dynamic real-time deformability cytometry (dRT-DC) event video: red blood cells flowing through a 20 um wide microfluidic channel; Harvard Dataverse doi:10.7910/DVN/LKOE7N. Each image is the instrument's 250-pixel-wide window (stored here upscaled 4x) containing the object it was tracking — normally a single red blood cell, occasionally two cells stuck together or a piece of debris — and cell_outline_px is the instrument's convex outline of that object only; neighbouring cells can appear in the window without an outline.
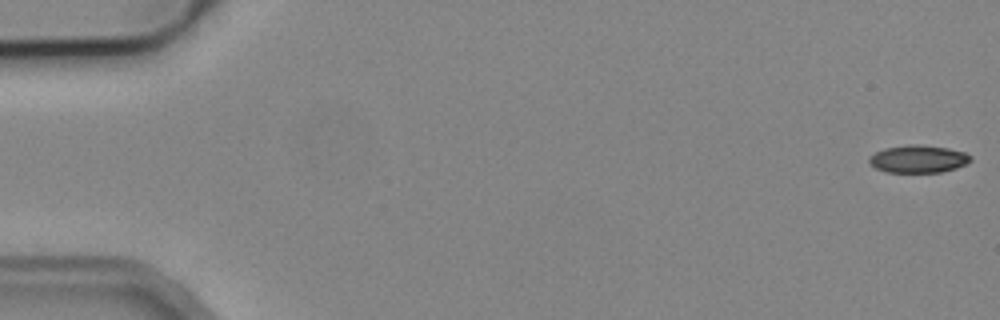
{"species": "common noctule bat (a hibernating species)", "species_latin": "Nyctalus noctula", "temperature_condition": "cold", "stored_images_in_passage": 5, "camera_frame_rate_fps": 3000, "um_per_image_px": 0.085, "animal": {"sex": "male", "body_mass_g": 19.2, "forearm_length_mm": 51.8}, "frame": {"image": 1, "passage_image": 1, "time_ms": 0.0, "image_size_px": [1000, 320], "cell_outline_px": [[972, 160], [956, 168], [940, 172], [888, 172], [876, 168], [868, 164], [868, 156], [884, 148], [908, 144], [916, 144], [948, 148], [964, 152], [972, 156]], "centroid_in_image_um": [78.02, 13.5], "position_along_channel_um": 7.0, "area_um2": 16.36}}
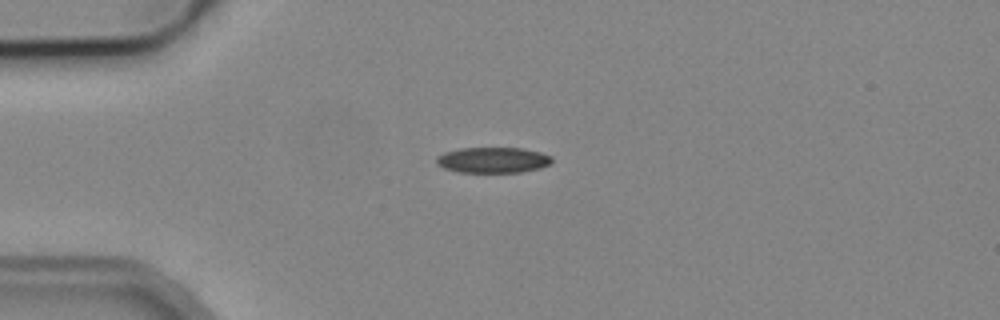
{"frame": {"image": 2, "passage_image": 4, "time_ms": 4.333, "image_size_px": [1000, 320], "cell_outline_px": [[552, 160], [548, 164], [540, 168], [520, 172], [460, 172], [444, 168], [436, 164], [436, 156], [444, 152], [460, 148], [520, 148], [540, 152], [552, 156]], "centroid_in_image_um": [41.86, 13.6], "position_along_channel_um": 43.1, "area_um2": 17.22}}